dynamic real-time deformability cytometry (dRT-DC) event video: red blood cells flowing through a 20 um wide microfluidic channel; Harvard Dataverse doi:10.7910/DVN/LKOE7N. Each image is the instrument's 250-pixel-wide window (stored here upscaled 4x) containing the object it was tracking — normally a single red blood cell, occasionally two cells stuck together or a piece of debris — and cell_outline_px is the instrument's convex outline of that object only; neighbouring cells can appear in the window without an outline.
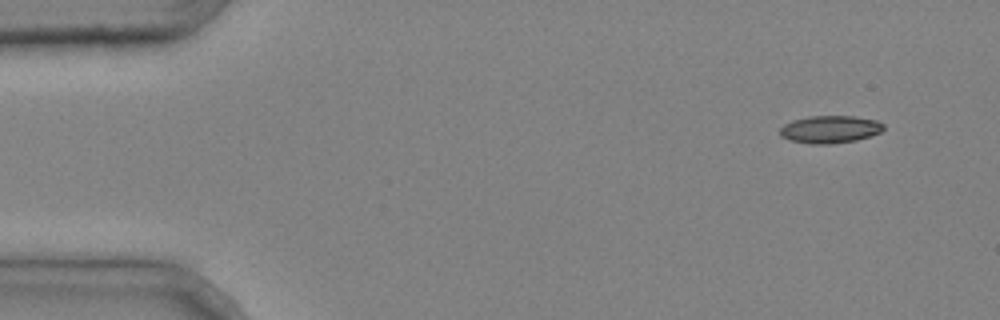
{"species": "common noctule bat (a hibernating species)", "species_latin": "Nyctalus noctula", "temperature_condition": "cold", "stored_images_in_passage": 3, "camera_frame_rate_fps": 3000, "um_per_image_px": 0.085, "animal": {"sex": "male", "body_mass_g": 20.4}, "frame": {"image": 1, "passage_image": 1, "time_ms": 0.0, "image_size_px": [1000, 320], "cell_outline_px": [[884, 128], [880, 132], [872, 136], [856, 140], [832, 144], [812, 144], [788, 140], [780, 136], [780, 128], [784, 124], [792, 120], [808, 116], [856, 116], [876, 120], [884, 124]], "centroid_in_image_um": [70.55, 10.99], "position_along_channel_um": 14.5, "area_um2": 16.82}}
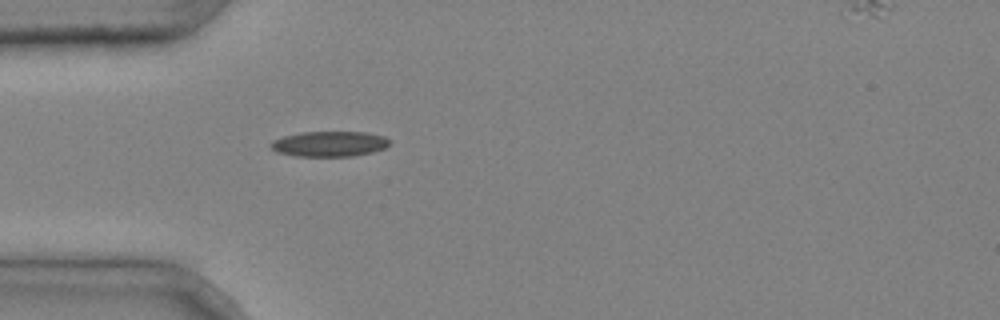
{"frame": {"image": 2, "passage_image": 3, "time_ms": 0.667, "image_size_px": [1000, 320], "cell_outline_px": [[392, 140], [384, 148], [372, 152], [352, 156], [296, 156], [276, 152], [268, 144], [272, 140], [284, 136], [300, 132], [368, 132], [384, 136]], "centroid_in_image_um": [27.99, 12.22], "position_along_channel_um": 57.0, "area_um2": 17.63}}